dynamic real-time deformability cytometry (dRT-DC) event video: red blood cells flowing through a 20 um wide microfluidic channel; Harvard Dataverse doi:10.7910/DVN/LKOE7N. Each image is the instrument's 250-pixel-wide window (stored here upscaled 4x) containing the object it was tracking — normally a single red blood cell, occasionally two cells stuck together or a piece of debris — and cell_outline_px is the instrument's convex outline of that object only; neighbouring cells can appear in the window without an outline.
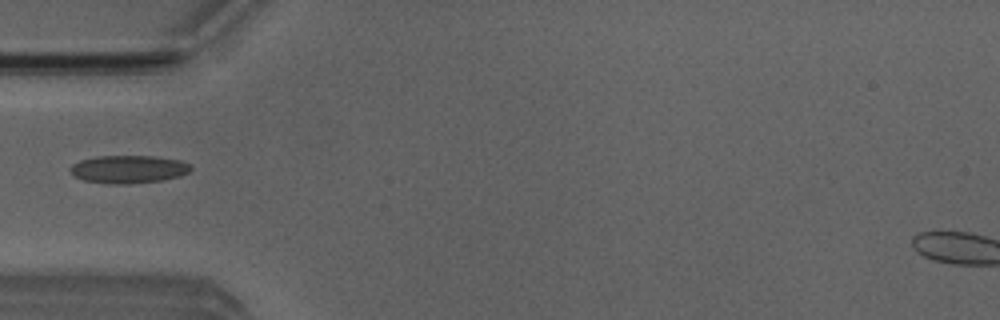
{"species": "Egyptian fruit bat (a non-hibernating species)", "species_latin": "Rousettus aegyptiacus", "temperature_condition": "room temperature", "stored_images_in_passage": 4, "camera_frame_rate_fps": 3000, "um_per_image_px": 0.085, "animal": {"sex": "male"}, "frame": {"image": 1, "passage_image": 4, "time_ms": 4.333, "image_size_px": [1000, 320], "cell_outline_px": [[192, 168], [188, 172], [180, 176], [164, 180], [128, 184], [108, 184], [84, 180], [76, 176], [68, 168], [72, 164], [80, 160], [96, 156], [152, 156], [180, 160], [188, 164]], "centroid_in_image_um": [10.91, 14.39], "position_along_channel_um": 74.1, "area_um2": 19.59}}